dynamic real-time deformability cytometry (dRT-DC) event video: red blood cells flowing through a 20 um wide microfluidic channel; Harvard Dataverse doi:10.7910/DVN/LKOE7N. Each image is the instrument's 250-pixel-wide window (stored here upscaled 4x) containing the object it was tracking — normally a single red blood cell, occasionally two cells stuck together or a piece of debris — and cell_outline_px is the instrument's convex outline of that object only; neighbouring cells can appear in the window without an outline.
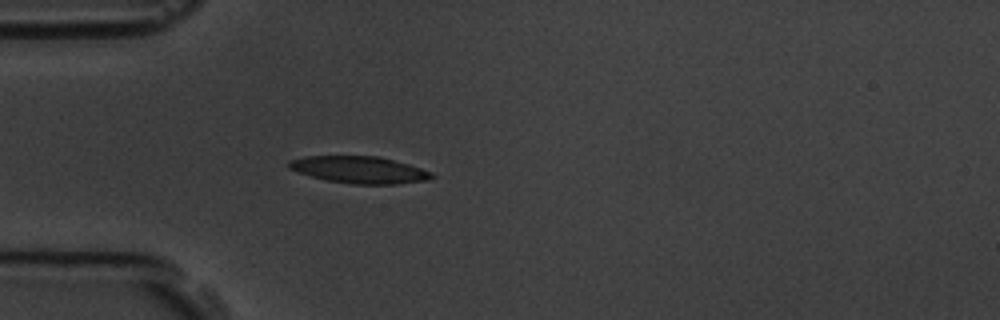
{"species": "common noctule bat (a hibernating species)", "species_latin": "Nyctalus noctula", "temperature_condition": "room temperature", "stored_images_in_passage": 3, "camera_frame_rate_fps": 3000, "um_per_image_px": 0.085, "animal": {"sex": "male", "body_mass_g": 19.5, "forearm_length_mm": 54.6}, "frame": {"image": 1, "passage_image": 3, "time_ms": 3.0, "image_size_px": [1000, 320], "cell_outline_px": [[436, 176], [424, 180], [396, 184], [352, 184], [328, 180], [312, 176], [288, 168], [288, 160], [304, 156], [376, 156], [408, 164], [432, 172]], "centroid_in_image_um": [30.52, 14.42], "position_along_channel_um": 54.5, "area_um2": 22.14}}